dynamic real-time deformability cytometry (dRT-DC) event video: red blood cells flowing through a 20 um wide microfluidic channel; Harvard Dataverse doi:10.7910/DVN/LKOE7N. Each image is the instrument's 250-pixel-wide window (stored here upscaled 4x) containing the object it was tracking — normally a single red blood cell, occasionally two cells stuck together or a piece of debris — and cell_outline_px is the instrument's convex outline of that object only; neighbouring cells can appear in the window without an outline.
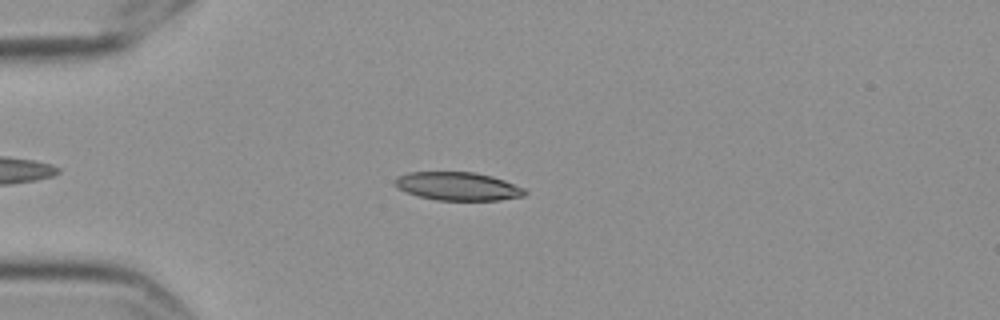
{"species": "Egyptian fruit bat (a non-hibernating species)", "species_latin": "Rousettus aegyptiacus", "temperature_condition": "cold", "stored_images_in_passage": 48, "camera_frame_rate_fps": 3000, "um_per_image_px": 0.085, "frame": {"image": 1, "passage_image": 10, "time_ms": 3.0, "image_size_px": [1000, 320], "cell_outline_px": [[528, 192], [524, 196], [500, 200], [436, 200], [420, 196], [396, 188], [392, 184], [392, 180], [396, 176], [408, 172], [476, 172], [492, 176], [504, 180], [524, 188]], "centroid_in_image_um": [38.88, 15.82], "position_along_channel_um": 46.1, "area_um2": 21.62}}
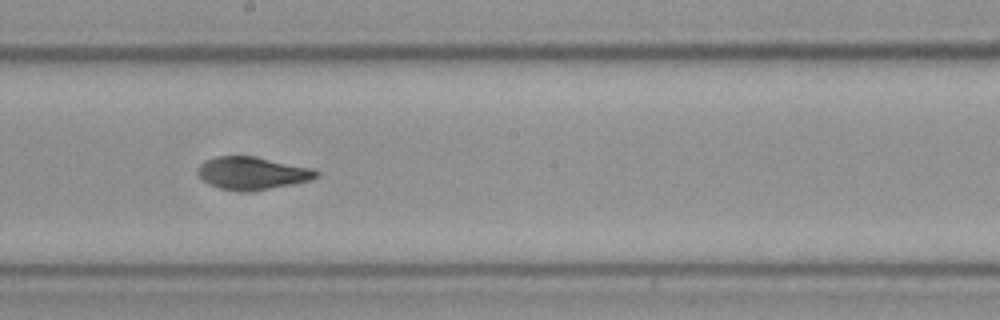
{"frame": {"image": 2, "passage_image": 27, "time_ms": 8.667, "image_size_px": [1000, 320], "cell_outline_px": [[320, 176], [312, 180], [268, 188], [220, 188], [208, 184], [200, 180], [196, 172], [196, 168], [204, 160], [216, 156], [256, 156], [316, 168], [320, 172]], "centroid_in_image_um": [21.46, 14.65], "position_along_channel_um": 226.7, "area_um2": 22.31}}
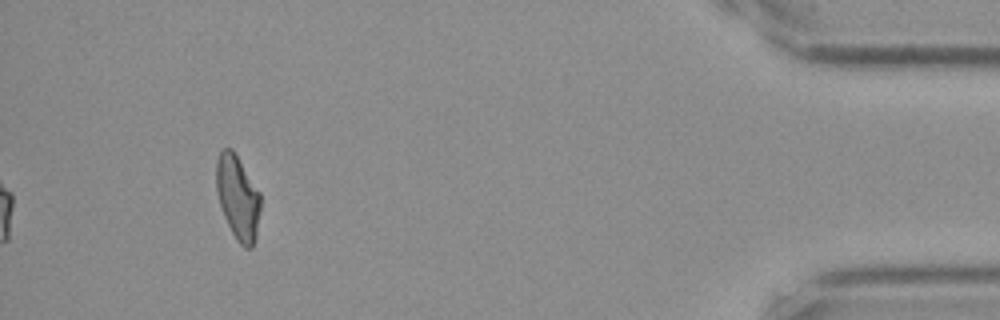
{"frame": {"image": 3, "passage_image": 48, "time_ms": 15.667, "image_size_px": [1000, 320], "cell_outline_px": [[260, 208], [256, 240], [252, 248], [244, 248], [236, 240], [224, 216], [220, 204], [216, 188], [216, 160], [220, 152], [224, 148], [232, 148], [260, 192]], "centroid_in_image_um": [20.22, 16.8], "position_along_channel_um": 415.0, "area_um2": 21.68}, "authors_computed_cell_mechanics": {"area_um2": 21.8484, "velocity_mm_per_s": 3.5615, "shape_relaxation_time_tau1_ms": null, "shape_relaxation_time_tau2_ms": 2.5001, "deformation_change_tau1": null, "deformation_change_tau2": 0.0849}}